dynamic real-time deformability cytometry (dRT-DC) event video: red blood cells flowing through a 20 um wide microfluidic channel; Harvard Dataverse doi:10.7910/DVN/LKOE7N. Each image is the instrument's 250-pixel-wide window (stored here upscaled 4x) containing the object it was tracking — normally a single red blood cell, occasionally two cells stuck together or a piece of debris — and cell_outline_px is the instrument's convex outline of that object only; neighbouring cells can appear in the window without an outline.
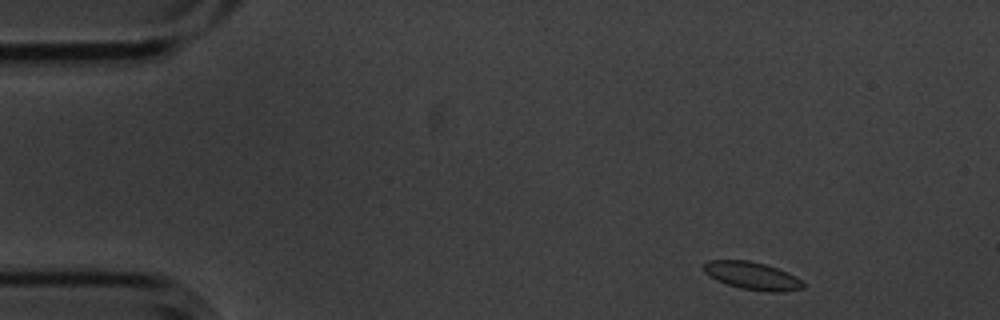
{"species": "common noctule bat (a hibernating species)", "species_latin": "Nyctalus noctula", "temperature_condition": "cold", "stored_images_in_passage": 51, "camera_frame_rate_fps": 3000, "um_per_image_px": 0.085, "animal": {"sex": "male", "body_mass_g": 20.1, "forearm_length_mm": 53.5}, "frame": {"image": 1, "passage_image": 2, "time_ms": 0.333, "image_size_px": [1000, 320], "cell_outline_px": [[804, 288], [784, 292], [772, 292], [740, 288], [716, 280], [704, 272], [704, 264], [708, 260], [748, 260], [764, 264], [788, 272], [800, 280], [804, 284]], "centroid_in_image_um": [63.94, 23.44], "position_along_channel_um": 21.1, "area_um2": 15.9}}
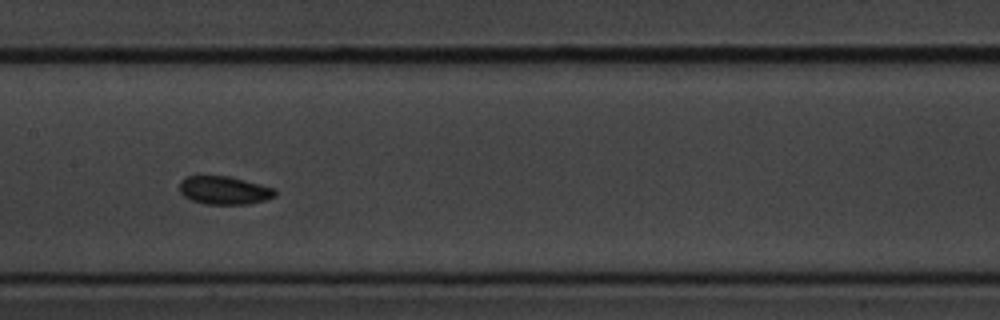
{"frame": {"image": 2, "passage_image": 23, "time_ms": 7.333, "image_size_px": [1000, 320], "cell_outline_px": [[276, 196], [264, 200], [248, 204], [204, 204], [192, 200], [184, 196], [180, 192], [180, 180], [184, 176], [228, 176], [276, 188]], "centroid_in_image_um": [19.05, 16.17], "position_along_channel_um": 188.3, "area_um2": 15.72}}
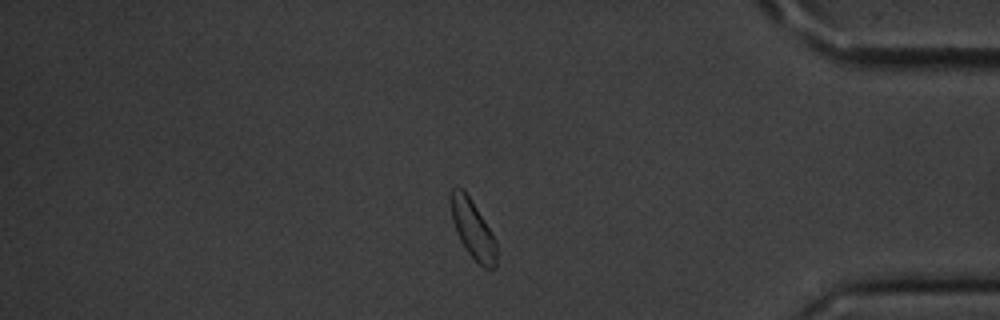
{"frame": {"image": 3, "passage_image": 43, "time_ms": 14.0, "image_size_px": [1000, 320], "cell_outline_px": [[496, 268], [484, 268], [468, 252], [460, 240], [456, 232], [452, 220], [452, 188], [464, 188], [472, 200], [496, 240]], "centroid_in_image_um": [40.21, 19.49], "position_along_channel_um": 395.0, "area_um2": 15.2}}